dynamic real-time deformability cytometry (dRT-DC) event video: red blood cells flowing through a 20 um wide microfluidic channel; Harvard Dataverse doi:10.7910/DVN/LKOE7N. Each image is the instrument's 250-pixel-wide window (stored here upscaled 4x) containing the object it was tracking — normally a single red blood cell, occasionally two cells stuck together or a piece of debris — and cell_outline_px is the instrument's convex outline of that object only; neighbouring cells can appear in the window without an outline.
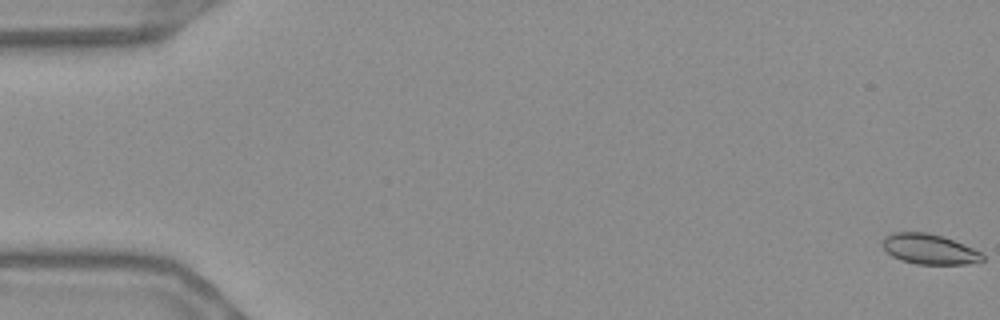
{"species": "Egyptian fruit bat (a non-hibernating species)", "species_latin": "Rousettus aegyptiacus", "temperature_condition": "warm", "stored_images_in_passage": 57, "camera_frame_rate_fps": 3000, "um_per_image_px": 0.085, "frame": {"image": 1, "passage_image": 1, "time_ms": 0.0, "image_size_px": [1000, 320], "cell_outline_px": [[984, 260], [968, 264], [916, 264], [900, 260], [892, 256], [880, 244], [884, 236], [892, 232], [924, 232], [944, 236], [972, 248], [980, 252], [984, 256]], "centroid_in_image_um": [78.95, 21.17], "position_along_channel_um": 6.0, "area_um2": 17.69}}
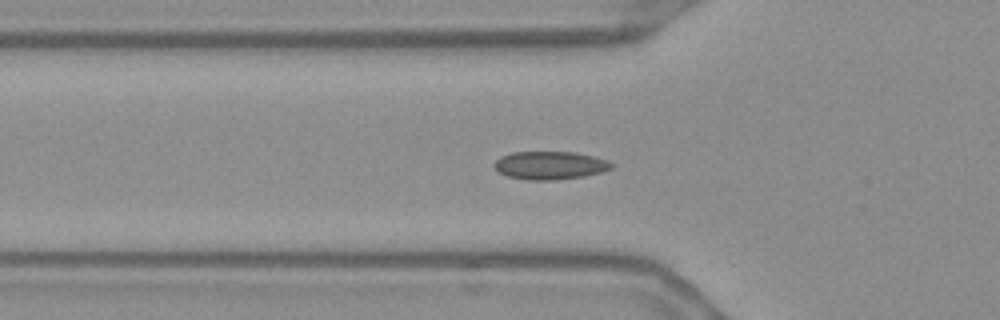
{"frame": {"image": 2, "passage_image": 20, "time_ms": 6.333, "image_size_px": [1000, 320], "cell_outline_px": [[616, 164], [612, 168], [600, 172], [584, 176], [556, 180], [528, 180], [508, 176], [500, 172], [492, 164], [500, 156], [512, 152], [576, 152], [608, 160]], "centroid_in_image_um": [46.76, 14.05], "position_along_channel_um": 79.0, "area_um2": 19.25}}
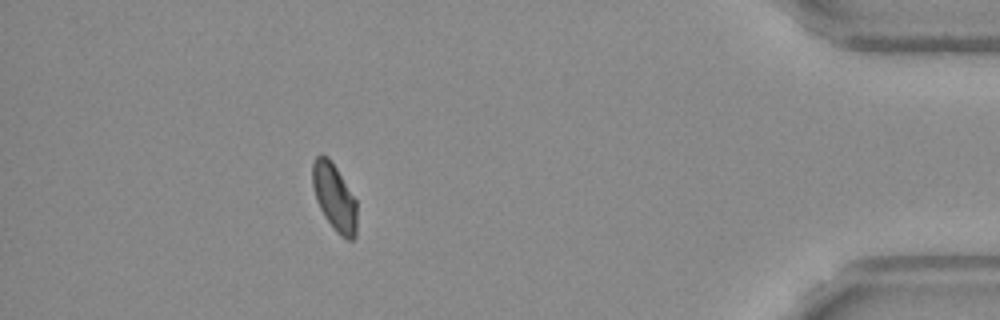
{"frame": {"image": 3, "passage_image": 51, "time_ms": 16.667, "image_size_px": [1000, 320], "cell_outline_px": [[356, 236], [352, 240], [348, 240], [340, 236], [336, 232], [324, 216], [316, 200], [312, 184], [312, 164], [316, 156], [320, 152], [328, 156], [336, 168], [356, 200]], "centroid_in_image_um": [28.4, 16.76], "position_along_channel_um": 406.8, "area_um2": 17.4}, "authors_computed_cell_mechanics": {"area_um2": 17.6868, "velocity_mm_per_s": 3.663, "shape_relaxation_time_tau1_ms": null, "shape_relaxation_time_tau2_ms": 4.218, "deformation_change_tau1": null, "deformation_change_tau2": 0.047}}